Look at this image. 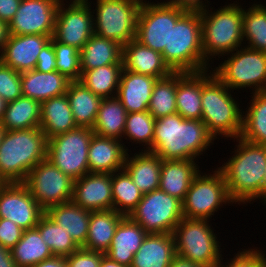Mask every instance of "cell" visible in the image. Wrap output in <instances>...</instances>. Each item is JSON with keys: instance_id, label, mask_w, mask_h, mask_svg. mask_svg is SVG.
Returning <instances> with one entry per match:
<instances>
[{"instance_id": "obj_1", "label": "cell", "mask_w": 266, "mask_h": 267, "mask_svg": "<svg viewBox=\"0 0 266 267\" xmlns=\"http://www.w3.org/2000/svg\"><path fill=\"white\" fill-rule=\"evenodd\" d=\"M214 140L202 120L184 119L174 113L155 119L151 152L162 160H197Z\"/></svg>"}, {"instance_id": "obj_2", "label": "cell", "mask_w": 266, "mask_h": 267, "mask_svg": "<svg viewBox=\"0 0 266 267\" xmlns=\"http://www.w3.org/2000/svg\"><path fill=\"white\" fill-rule=\"evenodd\" d=\"M232 156L218 169L223 173L228 194L234 204L261 200L265 175L266 145L255 144L236 138ZM236 149V150H235Z\"/></svg>"}, {"instance_id": "obj_3", "label": "cell", "mask_w": 266, "mask_h": 267, "mask_svg": "<svg viewBox=\"0 0 266 267\" xmlns=\"http://www.w3.org/2000/svg\"><path fill=\"white\" fill-rule=\"evenodd\" d=\"M48 138L37 128L6 131L0 145V183H24L47 158Z\"/></svg>"}, {"instance_id": "obj_4", "label": "cell", "mask_w": 266, "mask_h": 267, "mask_svg": "<svg viewBox=\"0 0 266 267\" xmlns=\"http://www.w3.org/2000/svg\"><path fill=\"white\" fill-rule=\"evenodd\" d=\"M207 1L199 8L202 24V49L205 62L210 65L212 58L223 57L237 48L243 47V6L239 3L225 4L209 10ZM208 4V5H206ZM243 42V43H242ZM215 56V57H214Z\"/></svg>"}, {"instance_id": "obj_5", "label": "cell", "mask_w": 266, "mask_h": 267, "mask_svg": "<svg viewBox=\"0 0 266 267\" xmlns=\"http://www.w3.org/2000/svg\"><path fill=\"white\" fill-rule=\"evenodd\" d=\"M231 92L234 91H231L212 69L202 71L201 120L215 139H220L218 136H221L235 142L242 131L243 111Z\"/></svg>"}, {"instance_id": "obj_6", "label": "cell", "mask_w": 266, "mask_h": 267, "mask_svg": "<svg viewBox=\"0 0 266 267\" xmlns=\"http://www.w3.org/2000/svg\"><path fill=\"white\" fill-rule=\"evenodd\" d=\"M162 58L173 72H201L212 68L203 54L199 9H188L177 20L170 30L169 50H163Z\"/></svg>"}, {"instance_id": "obj_7", "label": "cell", "mask_w": 266, "mask_h": 267, "mask_svg": "<svg viewBox=\"0 0 266 267\" xmlns=\"http://www.w3.org/2000/svg\"><path fill=\"white\" fill-rule=\"evenodd\" d=\"M210 221L183 217L172 232L176 254L206 267H217L222 245Z\"/></svg>"}, {"instance_id": "obj_8", "label": "cell", "mask_w": 266, "mask_h": 267, "mask_svg": "<svg viewBox=\"0 0 266 267\" xmlns=\"http://www.w3.org/2000/svg\"><path fill=\"white\" fill-rule=\"evenodd\" d=\"M235 51L225 55L227 60L218 67L211 68L213 73L232 91L246 87L252 90L250 94L266 91V52L245 46Z\"/></svg>"}, {"instance_id": "obj_9", "label": "cell", "mask_w": 266, "mask_h": 267, "mask_svg": "<svg viewBox=\"0 0 266 267\" xmlns=\"http://www.w3.org/2000/svg\"><path fill=\"white\" fill-rule=\"evenodd\" d=\"M142 2L143 0H96L95 10L92 9L94 34L114 40L122 46L135 39Z\"/></svg>"}, {"instance_id": "obj_10", "label": "cell", "mask_w": 266, "mask_h": 267, "mask_svg": "<svg viewBox=\"0 0 266 267\" xmlns=\"http://www.w3.org/2000/svg\"><path fill=\"white\" fill-rule=\"evenodd\" d=\"M201 172L200 170L191 182L182 201V212L188 219L210 220L215 212L226 204L233 205V202L228 194L224 175L218 168L211 172L213 174Z\"/></svg>"}, {"instance_id": "obj_11", "label": "cell", "mask_w": 266, "mask_h": 267, "mask_svg": "<svg viewBox=\"0 0 266 267\" xmlns=\"http://www.w3.org/2000/svg\"><path fill=\"white\" fill-rule=\"evenodd\" d=\"M94 132L77 127L48 139L47 158L73 180L89 173L88 149Z\"/></svg>"}, {"instance_id": "obj_12", "label": "cell", "mask_w": 266, "mask_h": 267, "mask_svg": "<svg viewBox=\"0 0 266 267\" xmlns=\"http://www.w3.org/2000/svg\"><path fill=\"white\" fill-rule=\"evenodd\" d=\"M188 9L160 2L144 1L141 4L135 39L159 53L169 50L170 30Z\"/></svg>"}, {"instance_id": "obj_13", "label": "cell", "mask_w": 266, "mask_h": 267, "mask_svg": "<svg viewBox=\"0 0 266 267\" xmlns=\"http://www.w3.org/2000/svg\"><path fill=\"white\" fill-rule=\"evenodd\" d=\"M129 217L148 234L171 233L182 220V201L160 188L143 194Z\"/></svg>"}, {"instance_id": "obj_14", "label": "cell", "mask_w": 266, "mask_h": 267, "mask_svg": "<svg viewBox=\"0 0 266 267\" xmlns=\"http://www.w3.org/2000/svg\"><path fill=\"white\" fill-rule=\"evenodd\" d=\"M24 184L44 210L72 200L74 180L48 159L38 163L28 173Z\"/></svg>"}, {"instance_id": "obj_15", "label": "cell", "mask_w": 266, "mask_h": 267, "mask_svg": "<svg viewBox=\"0 0 266 267\" xmlns=\"http://www.w3.org/2000/svg\"><path fill=\"white\" fill-rule=\"evenodd\" d=\"M64 1L68 3L61 0L57 9L53 38L80 51L94 34L91 3L89 0H70L67 5Z\"/></svg>"}, {"instance_id": "obj_16", "label": "cell", "mask_w": 266, "mask_h": 267, "mask_svg": "<svg viewBox=\"0 0 266 267\" xmlns=\"http://www.w3.org/2000/svg\"><path fill=\"white\" fill-rule=\"evenodd\" d=\"M44 213L24 183H0V218L28 230L36 227Z\"/></svg>"}, {"instance_id": "obj_17", "label": "cell", "mask_w": 266, "mask_h": 267, "mask_svg": "<svg viewBox=\"0 0 266 267\" xmlns=\"http://www.w3.org/2000/svg\"><path fill=\"white\" fill-rule=\"evenodd\" d=\"M61 0H21L8 24L11 35H48L53 37L57 9Z\"/></svg>"}, {"instance_id": "obj_18", "label": "cell", "mask_w": 266, "mask_h": 267, "mask_svg": "<svg viewBox=\"0 0 266 267\" xmlns=\"http://www.w3.org/2000/svg\"><path fill=\"white\" fill-rule=\"evenodd\" d=\"M72 201L91 212L112 210V174L89 172L74 180Z\"/></svg>"}, {"instance_id": "obj_19", "label": "cell", "mask_w": 266, "mask_h": 267, "mask_svg": "<svg viewBox=\"0 0 266 267\" xmlns=\"http://www.w3.org/2000/svg\"><path fill=\"white\" fill-rule=\"evenodd\" d=\"M51 40L48 35H8L0 53V61L19 73L36 68L37 57Z\"/></svg>"}, {"instance_id": "obj_20", "label": "cell", "mask_w": 266, "mask_h": 267, "mask_svg": "<svg viewBox=\"0 0 266 267\" xmlns=\"http://www.w3.org/2000/svg\"><path fill=\"white\" fill-rule=\"evenodd\" d=\"M129 150L117 138L93 134L88 149L89 172L112 174L122 170Z\"/></svg>"}, {"instance_id": "obj_21", "label": "cell", "mask_w": 266, "mask_h": 267, "mask_svg": "<svg viewBox=\"0 0 266 267\" xmlns=\"http://www.w3.org/2000/svg\"><path fill=\"white\" fill-rule=\"evenodd\" d=\"M157 78L123 68L116 97L127 113L148 111Z\"/></svg>"}, {"instance_id": "obj_22", "label": "cell", "mask_w": 266, "mask_h": 267, "mask_svg": "<svg viewBox=\"0 0 266 267\" xmlns=\"http://www.w3.org/2000/svg\"><path fill=\"white\" fill-rule=\"evenodd\" d=\"M122 63L125 70L161 79L173 71L162 58V54L141 44L136 39L122 46Z\"/></svg>"}, {"instance_id": "obj_23", "label": "cell", "mask_w": 266, "mask_h": 267, "mask_svg": "<svg viewBox=\"0 0 266 267\" xmlns=\"http://www.w3.org/2000/svg\"><path fill=\"white\" fill-rule=\"evenodd\" d=\"M147 232L129 216H124L116 227L109 249L105 252L110 260L131 266L134 254L139 250Z\"/></svg>"}, {"instance_id": "obj_24", "label": "cell", "mask_w": 266, "mask_h": 267, "mask_svg": "<svg viewBox=\"0 0 266 267\" xmlns=\"http://www.w3.org/2000/svg\"><path fill=\"white\" fill-rule=\"evenodd\" d=\"M71 80L58 71L49 73L35 69L21 73L22 96L40 103L66 94Z\"/></svg>"}, {"instance_id": "obj_25", "label": "cell", "mask_w": 266, "mask_h": 267, "mask_svg": "<svg viewBox=\"0 0 266 267\" xmlns=\"http://www.w3.org/2000/svg\"><path fill=\"white\" fill-rule=\"evenodd\" d=\"M196 163L197 160H162L159 188L183 201L193 178L200 172Z\"/></svg>"}, {"instance_id": "obj_26", "label": "cell", "mask_w": 266, "mask_h": 267, "mask_svg": "<svg viewBox=\"0 0 266 267\" xmlns=\"http://www.w3.org/2000/svg\"><path fill=\"white\" fill-rule=\"evenodd\" d=\"M162 159L149 151H140L133 156L127 153L123 169L143 193L159 188Z\"/></svg>"}, {"instance_id": "obj_27", "label": "cell", "mask_w": 266, "mask_h": 267, "mask_svg": "<svg viewBox=\"0 0 266 267\" xmlns=\"http://www.w3.org/2000/svg\"><path fill=\"white\" fill-rule=\"evenodd\" d=\"M175 255L171 233L147 234L130 267H169Z\"/></svg>"}, {"instance_id": "obj_28", "label": "cell", "mask_w": 266, "mask_h": 267, "mask_svg": "<svg viewBox=\"0 0 266 267\" xmlns=\"http://www.w3.org/2000/svg\"><path fill=\"white\" fill-rule=\"evenodd\" d=\"M45 214L62 226L79 247L85 245L91 211L83 209L71 200L48 207Z\"/></svg>"}, {"instance_id": "obj_29", "label": "cell", "mask_w": 266, "mask_h": 267, "mask_svg": "<svg viewBox=\"0 0 266 267\" xmlns=\"http://www.w3.org/2000/svg\"><path fill=\"white\" fill-rule=\"evenodd\" d=\"M40 129L48 139L77 128L66 94L41 102Z\"/></svg>"}, {"instance_id": "obj_30", "label": "cell", "mask_w": 266, "mask_h": 267, "mask_svg": "<svg viewBox=\"0 0 266 267\" xmlns=\"http://www.w3.org/2000/svg\"><path fill=\"white\" fill-rule=\"evenodd\" d=\"M202 71L177 72V113L184 119L202 118Z\"/></svg>"}, {"instance_id": "obj_31", "label": "cell", "mask_w": 266, "mask_h": 267, "mask_svg": "<svg viewBox=\"0 0 266 267\" xmlns=\"http://www.w3.org/2000/svg\"><path fill=\"white\" fill-rule=\"evenodd\" d=\"M108 64H123L122 45L93 34L80 50L81 73Z\"/></svg>"}, {"instance_id": "obj_32", "label": "cell", "mask_w": 266, "mask_h": 267, "mask_svg": "<svg viewBox=\"0 0 266 267\" xmlns=\"http://www.w3.org/2000/svg\"><path fill=\"white\" fill-rule=\"evenodd\" d=\"M123 217L124 215L113 209L91 212L88 235L82 248L105 253L109 249L116 227Z\"/></svg>"}, {"instance_id": "obj_33", "label": "cell", "mask_w": 266, "mask_h": 267, "mask_svg": "<svg viewBox=\"0 0 266 267\" xmlns=\"http://www.w3.org/2000/svg\"><path fill=\"white\" fill-rule=\"evenodd\" d=\"M66 95L77 126L92 129L103 98L95 95L80 81H71Z\"/></svg>"}, {"instance_id": "obj_34", "label": "cell", "mask_w": 266, "mask_h": 267, "mask_svg": "<svg viewBox=\"0 0 266 267\" xmlns=\"http://www.w3.org/2000/svg\"><path fill=\"white\" fill-rule=\"evenodd\" d=\"M127 111L119 99L103 98L92 127L94 134L123 140Z\"/></svg>"}, {"instance_id": "obj_35", "label": "cell", "mask_w": 266, "mask_h": 267, "mask_svg": "<svg viewBox=\"0 0 266 267\" xmlns=\"http://www.w3.org/2000/svg\"><path fill=\"white\" fill-rule=\"evenodd\" d=\"M41 103L21 96L7 103L1 123L6 130H22L40 127Z\"/></svg>"}, {"instance_id": "obj_36", "label": "cell", "mask_w": 266, "mask_h": 267, "mask_svg": "<svg viewBox=\"0 0 266 267\" xmlns=\"http://www.w3.org/2000/svg\"><path fill=\"white\" fill-rule=\"evenodd\" d=\"M248 109L243 110L242 131L244 140L266 145V91L251 95Z\"/></svg>"}, {"instance_id": "obj_37", "label": "cell", "mask_w": 266, "mask_h": 267, "mask_svg": "<svg viewBox=\"0 0 266 267\" xmlns=\"http://www.w3.org/2000/svg\"><path fill=\"white\" fill-rule=\"evenodd\" d=\"M10 251L18 267H32L53 257L36 227L24 230L21 239Z\"/></svg>"}, {"instance_id": "obj_38", "label": "cell", "mask_w": 266, "mask_h": 267, "mask_svg": "<svg viewBox=\"0 0 266 267\" xmlns=\"http://www.w3.org/2000/svg\"><path fill=\"white\" fill-rule=\"evenodd\" d=\"M123 64H108L87 70L81 75L82 82L95 95L102 98L114 97L117 94Z\"/></svg>"}, {"instance_id": "obj_39", "label": "cell", "mask_w": 266, "mask_h": 267, "mask_svg": "<svg viewBox=\"0 0 266 267\" xmlns=\"http://www.w3.org/2000/svg\"><path fill=\"white\" fill-rule=\"evenodd\" d=\"M242 29L245 47L266 52L265 5L254 3L248 9L243 8Z\"/></svg>"}, {"instance_id": "obj_40", "label": "cell", "mask_w": 266, "mask_h": 267, "mask_svg": "<svg viewBox=\"0 0 266 267\" xmlns=\"http://www.w3.org/2000/svg\"><path fill=\"white\" fill-rule=\"evenodd\" d=\"M113 210L129 216L141 201L143 193L124 170L112 173Z\"/></svg>"}, {"instance_id": "obj_41", "label": "cell", "mask_w": 266, "mask_h": 267, "mask_svg": "<svg viewBox=\"0 0 266 267\" xmlns=\"http://www.w3.org/2000/svg\"><path fill=\"white\" fill-rule=\"evenodd\" d=\"M176 90L177 72H172L167 77L157 79L148 106V112L155 119L177 113Z\"/></svg>"}, {"instance_id": "obj_42", "label": "cell", "mask_w": 266, "mask_h": 267, "mask_svg": "<svg viewBox=\"0 0 266 267\" xmlns=\"http://www.w3.org/2000/svg\"><path fill=\"white\" fill-rule=\"evenodd\" d=\"M36 228L39 230L41 239L51 249L53 256L67 257L80 248L68 232L45 213L41 216Z\"/></svg>"}, {"instance_id": "obj_43", "label": "cell", "mask_w": 266, "mask_h": 267, "mask_svg": "<svg viewBox=\"0 0 266 267\" xmlns=\"http://www.w3.org/2000/svg\"><path fill=\"white\" fill-rule=\"evenodd\" d=\"M155 130V118L148 112L127 113L123 137L133 144H141V151L152 150Z\"/></svg>"}, {"instance_id": "obj_44", "label": "cell", "mask_w": 266, "mask_h": 267, "mask_svg": "<svg viewBox=\"0 0 266 267\" xmlns=\"http://www.w3.org/2000/svg\"><path fill=\"white\" fill-rule=\"evenodd\" d=\"M53 44L56 58V71L65 75L71 81L81 79L80 51L75 47L56 41L53 37L50 40Z\"/></svg>"}, {"instance_id": "obj_45", "label": "cell", "mask_w": 266, "mask_h": 267, "mask_svg": "<svg viewBox=\"0 0 266 267\" xmlns=\"http://www.w3.org/2000/svg\"><path fill=\"white\" fill-rule=\"evenodd\" d=\"M0 96L12 102L22 96L21 73L0 61Z\"/></svg>"}, {"instance_id": "obj_46", "label": "cell", "mask_w": 266, "mask_h": 267, "mask_svg": "<svg viewBox=\"0 0 266 267\" xmlns=\"http://www.w3.org/2000/svg\"><path fill=\"white\" fill-rule=\"evenodd\" d=\"M259 248H248L239 250L233 258L223 262V256L217 267H264L262 262V254Z\"/></svg>"}, {"instance_id": "obj_47", "label": "cell", "mask_w": 266, "mask_h": 267, "mask_svg": "<svg viewBox=\"0 0 266 267\" xmlns=\"http://www.w3.org/2000/svg\"><path fill=\"white\" fill-rule=\"evenodd\" d=\"M104 255L105 253L90 251L80 247L65 258L68 267H100V262Z\"/></svg>"}, {"instance_id": "obj_48", "label": "cell", "mask_w": 266, "mask_h": 267, "mask_svg": "<svg viewBox=\"0 0 266 267\" xmlns=\"http://www.w3.org/2000/svg\"><path fill=\"white\" fill-rule=\"evenodd\" d=\"M23 229L8 219L0 218V244L7 249H12L21 239Z\"/></svg>"}, {"instance_id": "obj_49", "label": "cell", "mask_w": 266, "mask_h": 267, "mask_svg": "<svg viewBox=\"0 0 266 267\" xmlns=\"http://www.w3.org/2000/svg\"><path fill=\"white\" fill-rule=\"evenodd\" d=\"M56 58L53 44L50 41L44 46L37 57V65L35 70L43 73L56 71Z\"/></svg>"}, {"instance_id": "obj_50", "label": "cell", "mask_w": 266, "mask_h": 267, "mask_svg": "<svg viewBox=\"0 0 266 267\" xmlns=\"http://www.w3.org/2000/svg\"><path fill=\"white\" fill-rule=\"evenodd\" d=\"M21 0H0V20L7 25L14 18Z\"/></svg>"}, {"instance_id": "obj_51", "label": "cell", "mask_w": 266, "mask_h": 267, "mask_svg": "<svg viewBox=\"0 0 266 267\" xmlns=\"http://www.w3.org/2000/svg\"><path fill=\"white\" fill-rule=\"evenodd\" d=\"M208 0H166L161 2L166 5L181 6L186 9H199L201 8Z\"/></svg>"}, {"instance_id": "obj_52", "label": "cell", "mask_w": 266, "mask_h": 267, "mask_svg": "<svg viewBox=\"0 0 266 267\" xmlns=\"http://www.w3.org/2000/svg\"><path fill=\"white\" fill-rule=\"evenodd\" d=\"M32 267H68V265L65 257L53 256Z\"/></svg>"}, {"instance_id": "obj_53", "label": "cell", "mask_w": 266, "mask_h": 267, "mask_svg": "<svg viewBox=\"0 0 266 267\" xmlns=\"http://www.w3.org/2000/svg\"><path fill=\"white\" fill-rule=\"evenodd\" d=\"M0 267H18L12 257L10 249L0 244Z\"/></svg>"}, {"instance_id": "obj_54", "label": "cell", "mask_w": 266, "mask_h": 267, "mask_svg": "<svg viewBox=\"0 0 266 267\" xmlns=\"http://www.w3.org/2000/svg\"><path fill=\"white\" fill-rule=\"evenodd\" d=\"M169 267H206L202 264L192 262L178 254L175 255Z\"/></svg>"}, {"instance_id": "obj_55", "label": "cell", "mask_w": 266, "mask_h": 267, "mask_svg": "<svg viewBox=\"0 0 266 267\" xmlns=\"http://www.w3.org/2000/svg\"><path fill=\"white\" fill-rule=\"evenodd\" d=\"M8 35V25L0 20V53L7 42Z\"/></svg>"}, {"instance_id": "obj_56", "label": "cell", "mask_w": 266, "mask_h": 267, "mask_svg": "<svg viewBox=\"0 0 266 267\" xmlns=\"http://www.w3.org/2000/svg\"><path fill=\"white\" fill-rule=\"evenodd\" d=\"M100 267H129V266L110 260L107 256L104 255L100 262Z\"/></svg>"}, {"instance_id": "obj_57", "label": "cell", "mask_w": 266, "mask_h": 267, "mask_svg": "<svg viewBox=\"0 0 266 267\" xmlns=\"http://www.w3.org/2000/svg\"><path fill=\"white\" fill-rule=\"evenodd\" d=\"M265 175L262 183V189H261V203L266 205V166H265Z\"/></svg>"}, {"instance_id": "obj_58", "label": "cell", "mask_w": 266, "mask_h": 267, "mask_svg": "<svg viewBox=\"0 0 266 267\" xmlns=\"http://www.w3.org/2000/svg\"><path fill=\"white\" fill-rule=\"evenodd\" d=\"M6 105H7V102L0 96V122L6 110Z\"/></svg>"}, {"instance_id": "obj_59", "label": "cell", "mask_w": 266, "mask_h": 267, "mask_svg": "<svg viewBox=\"0 0 266 267\" xmlns=\"http://www.w3.org/2000/svg\"><path fill=\"white\" fill-rule=\"evenodd\" d=\"M6 128L3 126V124L0 122V145L3 141L4 135L6 133Z\"/></svg>"}, {"instance_id": "obj_60", "label": "cell", "mask_w": 266, "mask_h": 267, "mask_svg": "<svg viewBox=\"0 0 266 267\" xmlns=\"http://www.w3.org/2000/svg\"><path fill=\"white\" fill-rule=\"evenodd\" d=\"M263 252H265V251H262V250H261V254H262V262H263V266L266 267V256H265L266 254L263 253Z\"/></svg>"}]
</instances>
